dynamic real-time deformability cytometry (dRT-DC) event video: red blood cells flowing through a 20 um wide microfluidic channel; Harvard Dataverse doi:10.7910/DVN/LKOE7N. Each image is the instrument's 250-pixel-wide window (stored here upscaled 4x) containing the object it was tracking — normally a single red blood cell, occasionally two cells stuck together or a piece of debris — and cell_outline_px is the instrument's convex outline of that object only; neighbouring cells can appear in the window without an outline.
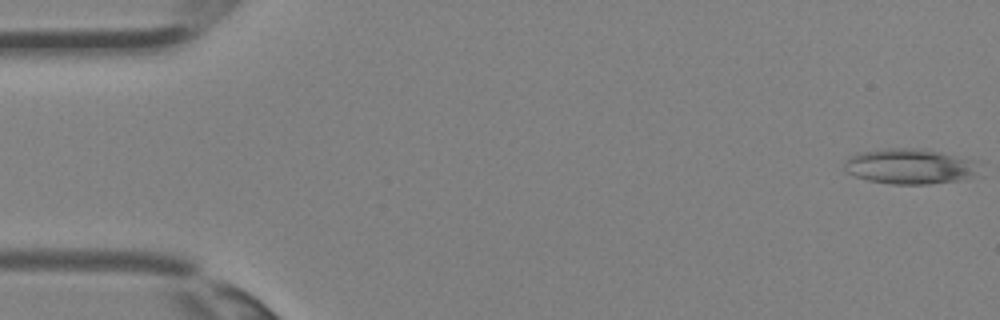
{"species": "Egyptian fruit bat (a non-hibernating species)", "species_latin": "Rousettus aegyptiacus", "temperature_condition": "room temperature", "stored_images_in_passage": 8, "camera_frame_rate_fps": 3000, "um_per_image_px": 0.085, "animal": {"sex": "female"}, "frame": {"image": 1, "passage_image": 1, "time_ms": 0.0, "image_size_px": [1000, 320], "cell_outline_px": [[976, 172], [968, 176], [956, 180], [928, 184], [892, 184], [868, 180], [856, 176], [848, 172], [844, 168], [844, 164], [852, 156], [860, 152], [884, 148], [924, 148], [976, 160]], "centroid_in_image_um": [77.31, 14.12], "position_along_channel_um": 7.7, "area_um2": 27.34}}